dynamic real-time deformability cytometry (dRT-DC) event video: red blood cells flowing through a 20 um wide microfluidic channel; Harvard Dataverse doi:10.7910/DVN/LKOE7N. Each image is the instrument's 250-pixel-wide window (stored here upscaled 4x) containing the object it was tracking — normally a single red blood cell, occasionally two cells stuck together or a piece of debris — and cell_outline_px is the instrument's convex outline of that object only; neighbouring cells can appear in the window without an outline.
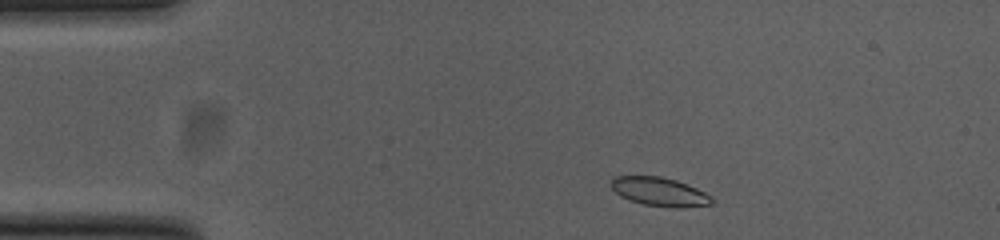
{"species": "common noctule bat (a hibernating species)", "species_latin": "Nyctalus noctula", "temperature_condition": "cold", "stored_images_in_passage": 47, "camera_frame_rate_fps": 3000, "um_per_image_px": 0.085, "animal": {"sex": "female", "body_mass_g": 23.0, "forearm_length_mm": 53.4}, "frame": {"image": 1, "passage_image": 3, "time_ms": 0.667, "image_size_px": [1000, 240], "cell_outline_px": [[716, 200], [712, 204], [676, 208], [668, 208], [644, 204], [628, 200], [620, 196], [608, 184], [612, 176], [660, 176], [676, 180], [688, 184], [712, 196]], "centroid_in_image_um": [56.05, 16.3], "position_along_channel_um": 29.0, "area_um2": 17.17}}
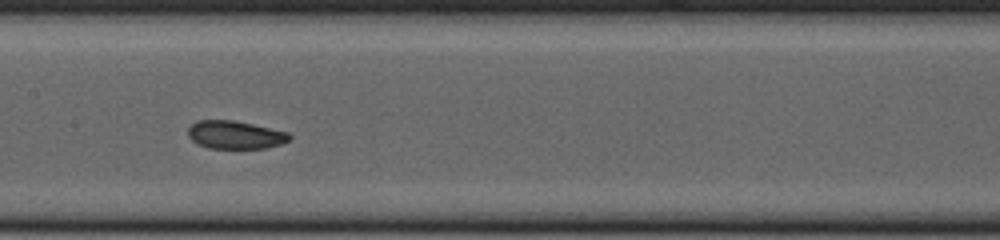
{"frame": {"image": 2, "passage_image": 20, "time_ms": 6.333, "image_size_px": [1000, 240], "cell_outline_px": [[292, 140], [268, 148], [208, 148], [192, 140], [188, 136], [188, 128], [196, 120], [232, 120], [252, 124], [288, 132], [292, 136]], "centroid_in_image_um": [20.01, 11.46], "position_along_channel_um": 187.4, "area_um2": 16.59}}
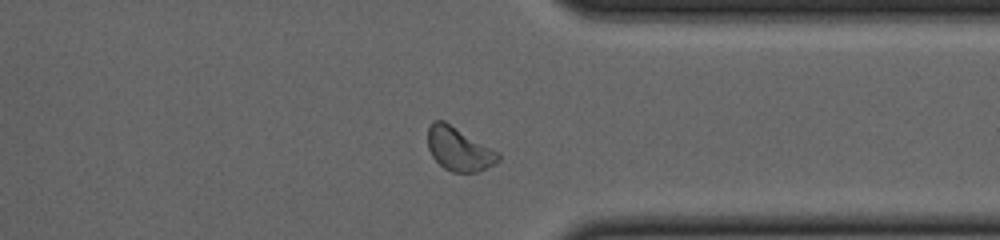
{"frame": {"image": 3, "passage_image": 35, "time_ms": 11.333, "image_size_px": [1000, 240], "cell_outline_px": [[500, 160], [476, 172], [452, 172], [444, 168], [432, 156], [428, 148], [428, 128], [432, 120], [444, 120], [500, 152]], "centroid_in_image_um": [39.0, 12.64], "position_along_channel_um": 372.4, "area_um2": 17.86}, "authors_computed_cell_mechanics": {"area_um2": 17.1666, "velocity_mm_per_s": 3.773, "shape_relaxation_time_tau1_ms": null, "shape_relaxation_time_tau2_ms": 2.1201, "deformation_change_tau1": null, "deformation_change_tau2": 0.0627}}